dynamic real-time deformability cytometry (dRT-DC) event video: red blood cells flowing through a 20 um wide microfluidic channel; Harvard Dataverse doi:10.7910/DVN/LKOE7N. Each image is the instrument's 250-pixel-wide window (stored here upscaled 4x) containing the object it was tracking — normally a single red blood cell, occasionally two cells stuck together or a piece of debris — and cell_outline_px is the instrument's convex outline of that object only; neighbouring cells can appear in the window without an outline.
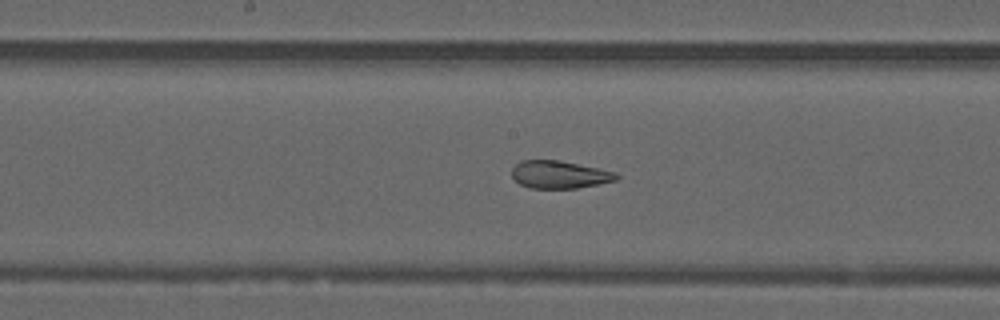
{"species": "common noctule bat (a hibernating species)", "species_latin": "Nyctalus noctula", "temperature_condition": "warm", "stored_images_in_passage": 42, "camera_frame_rate_fps": 3000, "um_per_image_px": 0.085, "animal": {"sex": "male", "forearm_length_mm": 52.5}, "frame": {"image": 1, "passage_image": 17, "time_ms": 5.333, "image_size_px": [1000, 320], "cell_outline_px": [[620, 176], [616, 180], [576, 188], [528, 188], [520, 184], [512, 176], [512, 168], [520, 160], [560, 160], [616, 172]], "centroid_in_image_um": [47.53, 14.83], "position_along_channel_um": 200.7, "area_um2": 16.76}}
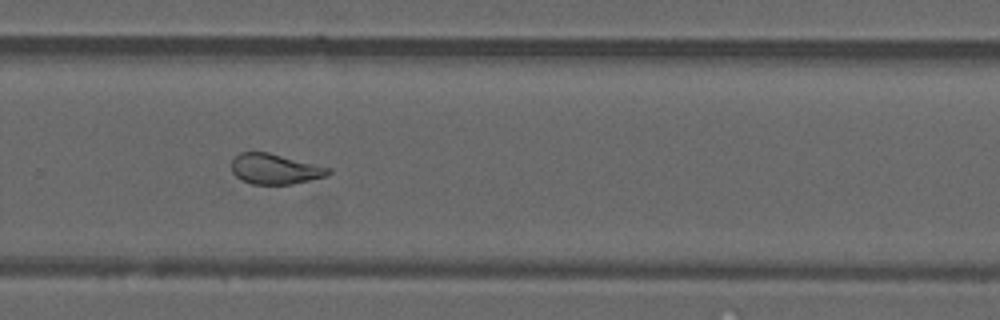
{"frame": {"image": 2, "passage_image": 25, "time_ms": 8.0, "image_size_px": [1000, 320], "cell_outline_px": [[332, 172], [328, 176], [292, 184], [252, 184], [236, 176], [232, 172], [232, 160], [240, 152], [268, 152], [332, 168]], "centroid_in_image_um": [23.42, 14.36], "position_along_channel_um": 306.4, "area_um2": 17.11}}
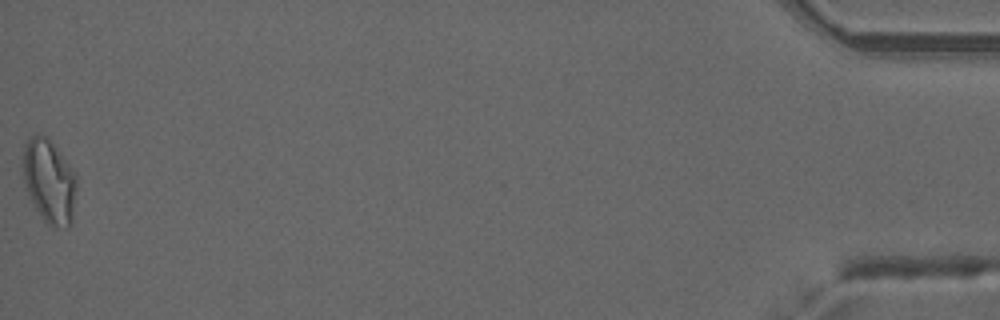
{"frame": {"image": 3, "passage_image": 42, "time_ms": 13.667, "image_size_px": [1000, 320], "cell_outline_px": [[76, 188], [72, 220], [68, 228], [64, 228], [48, 224], [40, 216], [28, 192], [24, 180], [24, 144], [36, 132], [48, 136], [76, 172]], "centroid_in_image_um": [4.22, 15.36], "position_along_channel_um": 431.0, "area_um2": 26.13}, "authors_computed_cell_mechanics": {"area_um2": 18.9295, "velocity_mm_per_s": 3.9814, "shape_relaxation_time_tau1_ms": null, "shape_relaxation_time_tau2_ms": 1.3503, "deformation_change_tau1": null, "deformation_change_tau2": 0.0815}}